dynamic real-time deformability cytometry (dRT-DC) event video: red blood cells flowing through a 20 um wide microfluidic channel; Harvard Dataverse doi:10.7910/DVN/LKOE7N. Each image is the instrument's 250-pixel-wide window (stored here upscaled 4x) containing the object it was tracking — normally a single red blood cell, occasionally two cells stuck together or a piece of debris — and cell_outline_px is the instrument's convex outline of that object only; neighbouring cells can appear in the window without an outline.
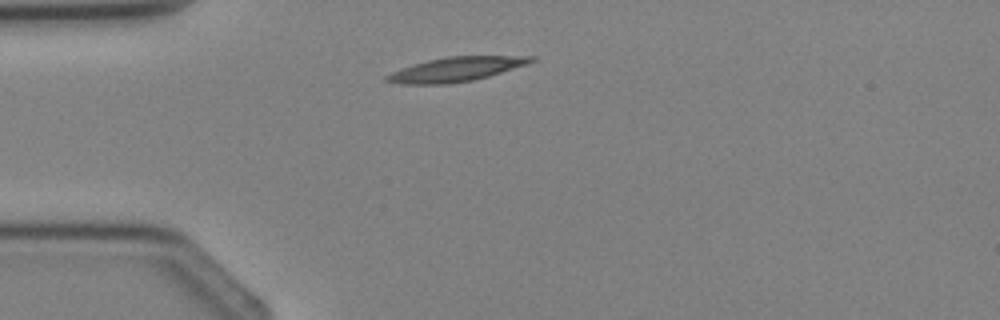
{"species": "Egyptian fruit bat (a non-hibernating species)", "species_latin": "Rousettus aegyptiacus", "temperature_condition": "cold", "stored_images_in_passage": 1, "camera_frame_rate_fps": 3000, "um_per_image_px": 0.085, "animal": {"sex": "female"}, "frame": {"image": 1, "passage_image": 1, "time_ms": 0.0, "image_size_px": [1000, 320], "cell_outline_px": [[536, 60], [528, 64], [488, 76], [472, 80], [444, 84], [400, 84], [384, 80], [384, 76], [392, 72], [412, 64], [428, 60], [448, 56], [536, 56]], "centroid_in_image_um": [38.75, 5.88], "position_along_channel_um": 46.2, "area_um2": 20.35}}